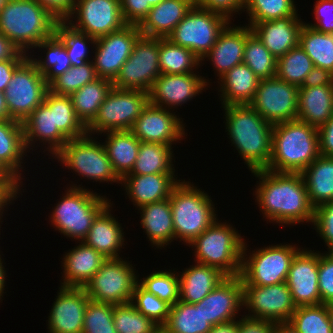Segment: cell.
Returning a JSON list of instances; mask_svg holds the SVG:
<instances>
[{
	"label": "cell",
	"mask_w": 333,
	"mask_h": 333,
	"mask_svg": "<svg viewBox=\"0 0 333 333\" xmlns=\"http://www.w3.org/2000/svg\"><path fill=\"white\" fill-rule=\"evenodd\" d=\"M238 316L242 317L237 319L238 333H270L275 325L274 322L260 318H252L245 314Z\"/></svg>",
	"instance_id": "60"
},
{
	"label": "cell",
	"mask_w": 333,
	"mask_h": 333,
	"mask_svg": "<svg viewBox=\"0 0 333 333\" xmlns=\"http://www.w3.org/2000/svg\"><path fill=\"white\" fill-rule=\"evenodd\" d=\"M27 153L22 122L14 119H0V163L21 184L25 178L22 169L26 168L24 159Z\"/></svg>",
	"instance_id": "31"
},
{
	"label": "cell",
	"mask_w": 333,
	"mask_h": 333,
	"mask_svg": "<svg viewBox=\"0 0 333 333\" xmlns=\"http://www.w3.org/2000/svg\"><path fill=\"white\" fill-rule=\"evenodd\" d=\"M288 322L299 333H333L328 304L299 306Z\"/></svg>",
	"instance_id": "48"
},
{
	"label": "cell",
	"mask_w": 333,
	"mask_h": 333,
	"mask_svg": "<svg viewBox=\"0 0 333 333\" xmlns=\"http://www.w3.org/2000/svg\"><path fill=\"white\" fill-rule=\"evenodd\" d=\"M113 203L110 202L94 219L85 239L82 241L93 247L107 259L121 258L120 254L126 245L124 228L111 212ZM121 255V256H120Z\"/></svg>",
	"instance_id": "29"
},
{
	"label": "cell",
	"mask_w": 333,
	"mask_h": 333,
	"mask_svg": "<svg viewBox=\"0 0 333 333\" xmlns=\"http://www.w3.org/2000/svg\"><path fill=\"white\" fill-rule=\"evenodd\" d=\"M229 22L219 13L194 5L167 39L188 48L201 60L211 50L220 32Z\"/></svg>",
	"instance_id": "12"
},
{
	"label": "cell",
	"mask_w": 333,
	"mask_h": 333,
	"mask_svg": "<svg viewBox=\"0 0 333 333\" xmlns=\"http://www.w3.org/2000/svg\"><path fill=\"white\" fill-rule=\"evenodd\" d=\"M123 258L107 259L84 286L91 300L113 305L131 302L140 277L132 261Z\"/></svg>",
	"instance_id": "11"
},
{
	"label": "cell",
	"mask_w": 333,
	"mask_h": 333,
	"mask_svg": "<svg viewBox=\"0 0 333 333\" xmlns=\"http://www.w3.org/2000/svg\"><path fill=\"white\" fill-rule=\"evenodd\" d=\"M113 88L112 81L98 78L70 95L77 118L87 127Z\"/></svg>",
	"instance_id": "40"
},
{
	"label": "cell",
	"mask_w": 333,
	"mask_h": 333,
	"mask_svg": "<svg viewBox=\"0 0 333 333\" xmlns=\"http://www.w3.org/2000/svg\"><path fill=\"white\" fill-rule=\"evenodd\" d=\"M299 16L300 14L247 25L269 52L278 59L299 45L300 31L305 23Z\"/></svg>",
	"instance_id": "25"
},
{
	"label": "cell",
	"mask_w": 333,
	"mask_h": 333,
	"mask_svg": "<svg viewBox=\"0 0 333 333\" xmlns=\"http://www.w3.org/2000/svg\"><path fill=\"white\" fill-rule=\"evenodd\" d=\"M28 58V54L19 51L12 59L0 61V91L4 92L14 71Z\"/></svg>",
	"instance_id": "61"
},
{
	"label": "cell",
	"mask_w": 333,
	"mask_h": 333,
	"mask_svg": "<svg viewBox=\"0 0 333 333\" xmlns=\"http://www.w3.org/2000/svg\"><path fill=\"white\" fill-rule=\"evenodd\" d=\"M246 316L274 323L288 322L297 308L286 282L270 286L243 285Z\"/></svg>",
	"instance_id": "17"
},
{
	"label": "cell",
	"mask_w": 333,
	"mask_h": 333,
	"mask_svg": "<svg viewBox=\"0 0 333 333\" xmlns=\"http://www.w3.org/2000/svg\"><path fill=\"white\" fill-rule=\"evenodd\" d=\"M245 0H195V6L219 13L232 21L234 15L242 14Z\"/></svg>",
	"instance_id": "58"
},
{
	"label": "cell",
	"mask_w": 333,
	"mask_h": 333,
	"mask_svg": "<svg viewBox=\"0 0 333 333\" xmlns=\"http://www.w3.org/2000/svg\"><path fill=\"white\" fill-rule=\"evenodd\" d=\"M59 20H65L73 11L75 0H37Z\"/></svg>",
	"instance_id": "62"
},
{
	"label": "cell",
	"mask_w": 333,
	"mask_h": 333,
	"mask_svg": "<svg viewBox=\"0 0 333 333\" xmlns=\"http://www.w3.org/2000/svg\"><path fill=\"white\" fill-rule=\"evenodd\" d=\"M299 87L279 79H260L249 105L267 122L277 124L297 120Z\"/></svg>",
	"instance_id": "15"
},
{
	"label": "cell",
	"mask_w": 333,
	"mask_h": 333,
	"mask_svg": "<svg viewBox=\"0 0 333 333\" xmlns=\"http://www.w3.org/2000/svg\"><path fill=\"white\" fill-rule=\"evenodd\" d=\"M58 203L52 207L50 223L67 239L82 242L87 236L97 215L111 202L104 195L84 188L80 184H67Z\"/></svg>",
	"instance_id": "5"
},
{
	"label": "cell",
	"mask_w": 333,
	"mask_h": 333,
	"mask_svg": "<svg viewBox=\"0 0 333 333\" xmlns=\"http://www.w3.org/2000/svg\"><path fill=\"white\" fill-rule=\"evenodd\" d=\"M140 213V225L147 235L152 248L161 249L174 242V226L171 212L170 200L143 205L138 208Z\"/></svg>",
	"instance_id": "32"
},
{
	"label": "cell",
	"mask_w": 333,
	"mask_h": 333,
	"mask_svg": "<svg viewBox=\"0 0 333 333\" xmlns=\"http://www.w3.org/2000/svg\"><path fill=\"white\" fill-rule=\"evenodd\" d=\"M198 187L181 179L169 197L174 239L179 243L183 241L184 245L191 243L218 219L211 195Z\"/></svg>",
	"instance_id": "6"
},
{
	"label": "cell",
	"mask_w": 333,
	"mask_h": 333,
	"mask_svg": "<svg viewBox=\"0 0 333 333\" xmlns=\"http://www.w3.org/2000/svg\"><path fill=\"white\" fill-rule=\"evenodd\" d=\"M61 259L63 278L60 281V286L77 288H84L107 260L84 242H77L76 246L65 252Z\"/></svg>",
	"instance_id": "28"
},
{
	"label": "cell",
	"mask_w": 333,
	"mask_h": 333,
	"mask_svg": "<svg viewBox=\"0 0 333 333\" xmlns=\"http://www.w3.org/2000/svg\"><path fill=\"white\" fill-rule=\"evenodd\" d=\"M141 36L137 25H125L122 29L96 38L91 54L98 78L114 81L122 65L132 54L135 42Z\"/></svg>",
	"instance_id": "18"
},
{
	"label": "cell",
	"mask_w": 333,
	"mask_h": 333,
	"mask_svg": "<svg viewBox=\"0 0 333 333\" xmlns=\"http://www.w3.org/2000/svg\"><path fill=\"white\" fill-rule=\"evenodd\" d=\"M270 333H299L289 322L275 323Z\"/></svg>",
	"instance_id": "70"
},
{
	"label": "cell",
	"mask_w": 333,
	"mask_h": 333,
	"mask_svg": "<svg viewBox=\"0 0 333 333\" xmlns=\"http://www.w3.org/2000/svg\"><path fill=\"white\" fill-rule=\"evenodd\" d=\"M176 174L125 175L121 179L126 197L135 210L143 205L168 199L173 189L181 182Z\"/></svg>",
	"instance_id": "27"
},
{
	"label": "cell",
	"mask_w": 333,
	"mask_h": 333,
	"mask_svg": "<svg viewBox=\"0 0 333 333\" xmlns=\"http://www.w3.org/2000/svg\"><path fill=\"white\" fill-rule=\"evenodd\" d=\"M9 0H0V10L5 6Z\"/></svg>",
	"instance_id": "74"
},
{
	"label": "cell",
	"mask_w": 333,
	"mask_h": 333,
	"mask_svg": "<svg viewBox=\"0 0 333 333\" xmlns=\"http://www.w3.org/2000/svg\"><path fill=\"white\" fill-rule=\"evenodd\" d=\"M176 112L148 102L130 131L141 142L169 146L181 143L187 136L186 123H183L184 118L179 117Z\"/></svg>",
	"instance_id": "19"
},
{
	"label": "cell",
	"mask_w": 333,
	"mask_h": 333,
	"mask_svg": "<svg viewBox=\"0 0 333 333\" xmlns=\"http://www.w3.org/2000/svg\"><path fill=\"white\" fill-rule=\"evenodd\" d=\"M200 306L206 320L215 326L238 319L243 309V283L240 276H227L205 298Z\"/></svg>",
	"instance_id": "23"
},
{
	"label": "cell",
	"mask_w": 333,
	"mask_h": 333,
	"mask_svg": "<svg viewBox=\"0 0 333 333\" xmlns=\"http://www.w3.org/2000/svg\"><path fill=\"white\" fill-rule=\"evenodd\" d=\"M294 0H245L243 12L248 23L271 21L286 16H297ZM248 14V15H247Z\"/></svg>",
	"instance_id": "49"
},
{
	"label": "cell",
	"mask_w": 333,
	"mask_h": 333,
	"mask_svg": "<svg viewBox=\"0 0 333 333\" xmlns=\"http://www.w3.org/2000/svg\"><path fill=\"white\" fill-rule=\"evenodd\" d=\"M22 124L28 153L37 150L35 148L42 143L41 145L45 146L43 152L47 151L46 154L52 158L69 141L59 129H54L53 111H50L44 102L33 110Z\"/></svg>",
	"instance_id": "26"
},
{
	"label": "cell",
	"mask_w": 333,
	"mask_h": 333,
	"mask_svg": "<svg viewBox=\"0 0 333 333\" xmlns=\"http://www.w3.org/2000/svg\"><path fill=\"white\" fill-rule=\"evenodd\" d=\"M131 303L160 328L166 324L171 305L145 290L139 283L135 287Z\"/></svg>",
	"instance_id": "53"
},
{
	"label": "cell",
	"mask_w": 333,
	"mask_h": 333,
	"mask_svg": "<svg viewBox=\"0 0 333 333\" xmlns=\"http://www.w3.org/2000/svg\"><path fill=\"white\" fill-rule=\"evenodd\" d=\"M319 156L317 127L299 120L273 125L272 155L267 170L301 173Z\"/></svg>",
	"instance_id": "3"
},
{
	"label": "cell",
	"mask_w": 333,
	"mask_h": 333,
	"mask_svg": "<svg viewBox=\"0 0 333 333\" xmlns=\"http://www.w3.org/2000/svg\"><path fill=\"white\" fill-rule=\"evenodd\" d=\"M155 333H167L163 328H159Z\"/></svg>",
	"instance_id": "75"
},
{
	"label": "cell",
	"mask_w": 333,
	"mask_h": 333,
	"mask_svg": "<svg viewBox=\"0 0 333 333\" xmlns=\"http://www.w3.org/2000/svg\"><path fill=\"white\" fill-rule=\"evenodd\" d=\"M55 35L64 43L72 66H80L87 61H92L90 53L94 49L96 39L86 33L75 30L66 20H59L56 25Z\"/></svg>",
	"instance_id": "46"
},
{
	"label": "cell",
	"mask_w": 333,
	"mask_h": 333,
	"mask_svg": "<svg viewBox=\"0 0 333 333\" xmlns=\"http://www.w3.org/2000/svg\"><path fill=\"white\" fill-rule=\"evenodd\" d=\"M320 155L333 157V116L318 128Z\"/></svg>",
	"instance_id": "63"
},
{
	"label": "cell",
	"mask_w": 333,
	"mask_h": 333,
	"mask_svg": "<svg viewBox=\"0 0 333 333\" xmlns=\"http://www.w3.org/2000/svg\"><path fill=\"white\" fill-rule=\"evenodd\" d=\"M163 0H145V5L155 6L158 5Z\"/></svg>",
	"instance_id": "73"
},
{
	"label": "cell",
	"mask_w": 333,
	"mask_h": 333,
	"mask_svg": "<svg viewBox=\"0 0 333 333\" xmlns=\"http://www.w3.org/2000/svg\"><path fill=\"white\" fill-rule=\"evenodd\" d=\"M160 74L159 38L141 35L112 84L117 89L149 92Z\"/></svg>",
	"instance_id": "14"
},
{
	"label": "cell",
	"mask_w": 333,
	"mask_h": 333,
	"mask_svg": "<svg viewBox=\"0 0 333 333\" xmlns=\"http://www.w3.org/2000/svg\"><path fill=\"white\" fill-rule=\"evenodd\" d=\"M297 120L319 128L333 116V84L299 87Z\"/></svg>",
	"instance_id": "35"
},
{
	"label": "cell",
	"mask_w": 333,
	"mask_h": 333,
	"mask_svg": "<svg viewBox=\"0 0 333 333\" xmlns=\"http://www.w3.org/2000/svg\"><path fill=\"white\" fill-rule=\"evenodd\" d=\"M173 146L141 142L132 171L127 175L175 174ZM174 161V162H173Z\"/></svg>",
	"instance_id": "39"
},
{
	"label": "cell",
	"mask_w": 333,
	"mask_h": 333,
	"mask_svg": "<svg viewBox=\"0 0 333 333\" xmlns=\"http://www.w3.org/2000/svg\"><path fill=\"white\" fill-rule=\"evenodd\" d=\"M314 64L300 45L277 59V77L300 87Z\"/></svg>",
	"instance_id": "47"
},
{
	"label": "cell",
	"mask_w": 333,
	"mask_h": 333,
	"mask_svg": "<svg viewBox=\"0 0 333 333\" xmlns=\"http://www.w3.org/2000/svg\"><path fill=\"white\" fill-rule=\"evenodd\" d=\"M286 284L296 307L321 304L318 290V251L302 247L294 256Z\"/></svg>",
	"instance_id": "21"
},
{
	"label": "cell",
	"mask_w": 333,
	"mask_h": 333,
	"mask_svg": "<svg viewBox=\"0 0 333 333\" xmlns=\"http://www.w3.org/2000/svg\"><path fill=\"white\" fill-rule=\"evenodd\" d=\"M209 333H238V322L237 319L218 324L212 327Z\"/></svg>",
	"instance_id": "68"
},
{
	"label": "cell",
	"mask_w": 333,
	"mask_h": 333,
	"mask_svg": "<svg viewBox=\"0 0 333 333\" xmlns=\"http://www.w3.org/2000/svg\"><path fill=\"white\" fill-rule=\"evenodd\" d=\"M195 5V0H163L138 25L142 36L167 38Z\"/></svg>",
	"instance_id": "30"
},
{
	"label": "cell",
	"mask_w": 333,
	"mask_h": 333,
	"mask_svg": "<svg viewBox=\"0 0 333 333\" xmlns=\"http://www.w3.org/2000/svg\"><path fill=\"white\" fill-rule=\"evenodd\" d=\"M259 81L246 64L234 66L217 81L221 107L249 104L256 93Z\"/></svg>",
	"instance_id": "33"
},
{
	"label": "cell",
	"mask_w": 333,
	"mask_h": 333,
	"mask_svg": "<svg viewBox=\"0 0 333 333\" xmlns=\"http://www.w3.org/2000/svg\"><path fill=\"white\" fill-rule=\"evenodd\" d=\"M17 198L19 196L6 183L0 181V225L3 224L2 219L5 216V211L7 212L9 209L8 206L15 204L14 200Z\"/></svg>",
	"instance_id": "65"
},
{
	"label": "cell",
	"mask_w": 333,
	"mask_h": 333,
	"mask_svg": "<svg viewBox=\"0 0 333 333\" xmlns=\"http://www.w3.org/2000/svg\"><path fill=\"white\" fill-rule=\"evenodd\" d=\"M113 322L117 333H155L160 328L131 302L113 305Z\"/></svg>",
	"instance_id": "51"
},
{
	"label": "cell",
	"mask_w": 333,
	"mask_h": 333,
	"mask_svg": "<svg viewBox=\"0 0 333 333\" xmlns=\"http://www.w3.org/2000/svg\"><path fill=\"white\" fill-rule=\"evenodd\" d=\"M65 20L75 30L95 39L127 25L120 0H75L73 11Z\"/></svg>",
	"instance_id": "16"
},
{
	"label": "cell",
	"mask_w": 333,
	"mask_h": 333,
	"mask_svg": "<svg viewBox=\"0 0 333 333\" xmlns=\"http://www.w3.org/2000/svg\"><path fill=\"white\" fill-rule=\"evenodd\" d=\"M0 181L6 183L19 197L24 193V184H21L1 163H0ZM22 189V191H21Z\"/></svg>",
	"instance_id": "66"
},
{
	"label": "cell",
	"mask_w": 333,
	"mask_h": 333,
	"mask_svg": "<svg viewBox=\"0 0 333 333\" xmlns=\"http://www.w3.org/2000/svg\"><path fill=\"white\" fill-rule=\"evenodd\" d=\"M198 73L160 74L148 92L149 103L172 111L187 104L212 85Z\"/></svg>",
	"instance_id": "20"
},
{
	"label": "cell",
	"mask_w": 333,
	"mask_h": 333,
	"mask_svg": "<svg viewBox=\"0 0 333 333\" xmlns=\"http://www.w3.org/2000/svg\"><path fill=\"white\" fill-rule=\"evenodd\" d=\"M0 253H1V251H0ZM5 264H4V258L2 259V256H1V254H0V301H2L3 300V296H4V294H6V292H4L5 291V285H6V277H8V275H7V270H5Z\"/></svg>",
	"instance_id": "69"
},
{
	"label": "cell",
	"mask_w": 333,
	"mask_h": 333,
	"mask_svg": "<svg viewBox=\"0 0 333 333\" xmlns=\"http://www.w3.org/2000/svg\"><path fill=\"white\" fill-rule=\"evenodd\" d=\"M225 132L249 171L266 169L272 155L273 124L249 104L222 107Z\"/></svg>",
	"instance_id": "2"
},
{
	"label": "cell",
	"mask_w": 333,
	"mask_h": 333,
	"mask_svg": "<svg viewBox=\"0 0 333 333\" xmlns=\"http://www.w3.org/2000/svg\"><path fill=\"white\" fill-rule=\"evenodd\" d=\"M247 245L245 240L240 277L243 285L257 286L286 282L291 262L302 248L299 244L279 243L251 251Z\"/></svg>",
	"instance_id": "9"
},
{
	"label": "cell",
	"mask_w": 333,
	"mask_h": 333,
	"mask_svg": "<svg viewBox=\"0 0 333 333\" xmlns=\"http://www.w3.org/2000/svg\"><path fill=\"white\" fill-rule=\"evenodd\" d=\"M212 327L200 306L178 301L171 306L167 322L162 328L167 333H209Z\"/></svg>",
	"instance_id": "41"
},
{
	"label": "cell",
	"mask_w": 333,
	"mask_h": 333,
	"mask_svg": "<svg viewBox=\"0 0 333 333\" xmlns=\"http://www.w3.org/2000/svg\"><path fill=\"white\" fill-rule=\"evenodd\" d=\"M328 315H329V319H330V323H331V328L333 331V304L328 305Z\"/></svg>",
	"instance_id": "72"
},
{
	"label": "cell",
	"mask_w": 333,
	"mask_h": 333,
	"mask_svg": "<svg viewBox=\"0 0 333 333\" xmlns=\"http://www.w3.org/2000/svg\"><path fill=\"white\" fill-rule=\"evenodd\" d=\"M333 84V73L326 69L314 67L312 71L305 77L300 87H317L322 85Z\"/></svg>",
	"instance_id": "64"
},
{
	"label": "cell",
	"mask_w": 333,
	"mask_h": 333,
	"mask_svg": "<svg viewBox=\"0 0 333 333\" xmlns=\"http://www.w3.org/2000/svg\"><path fill=\"white\" fill-rule=\"evenodd\" d=\"M0 119H9L8 108L6 105L5 94L0 91Z\"/></svg>",
	"instance_id": "71"
},
{
	"label": "cell",
	"mask_w": 333,
	"mask_h": 333,
	"mask_svg": "<svg viewBox=\"0 0 333 333\" xmlns=\"http://www.w3.org/2000/svg\"><path fill=\"white\" fill-rule=\"evenodd\" d=\"M49 84L29 57L14 71L4 94L9 119L24 122L44 102Z\"/></svg>",
	"instance_id": "13"
},
{
	"label": "cell",
	"mask_w": 333,
	"mask_h": 333,
	"mask_svg": "<svg viewBox=\"0 0 333 333\" xmlns=\"http://www.w3.org/2000/svg\"><path fill=\"white\" fill-rule=\"evenodd\" d=\"M139 284L148 292L173 306L179 301L180 278L173 268L151 272L140 278Z\"/></svg>",
	"instance_id": "50"
},
{
	"label": "cell",
	"mask_w": 333,
	"mask_h": 333,
	"mask_svg": "<svg viewBox=\"0 0 333 333\" xmlns=\"http://www.w3.org/2000/svg\"><path fill=\"white\" fill-rule=\"evenodd\" d=\"M301 175L314 208L333 201V157L320 155Z\"/></svg>",
	"instance_id": "37"
},
{
	"label": "cell",
	"mask_w": 333,
	"mask_h": 333,
	"mask_svg": "<svg viewBox=\"0 0 333 333\" xmlns=\"http://www.w3.org/2000/svg\"><path fill=\"white\" fill-rule=\"evenodd\" d=\"M232 24L230 21L225 26L211 50L201 59V66L204 65V61H210L213 71L215 70L214 74L218 77L216 79L234 66L243 63L247 24L245 23L244 26Z\"/></svg>",
	"instance_id": "24"
},
{
	"label": "cell",
	"mask_w": 333,
	"mask_h": 333,
	"mask_svg": "<svg viewBox=\"0 0 333 333\" xmlns=\"http://www.w3.org/2000/svg\"><path fill=\"white\" fill-rule=\"evenodd\" d=\"M83 333H117L113 322V304L89 299L84 314Z\"/></svg>",
	"instance_id": "54"
},
{
	"label": "cell",
	"mask_w": 333,
	"mask_h": 333,
	"mask_svg": "<svg viewBox=\"0 0 333 333\" xmlns=\"http://www.w3.org/2000/svg\"><path fill=\"white\" fill-rule=\"evenodd\" d=\"M313 227L325 243L327 251H333V201L315 208Z\"/></svg>",
	"instance_id": "56"
},
{
	"label": "cell",
	"mask_w": 333,
	"mask_h": 333,
	"mask_svg": "<svg viewBox=\"0 0 333 333\" xmlns=\"http://www.w3.org/2000/svg\"><path fill=\"white\" fill-rule=\"evenodd\" d=\"M48 315V333H83L84 314L89 301L84 288H58Z\"/></svg>",
	"instance_id": "22"
},
{
	"label": "cell",
	"mask_w": 333,
	"mask_h": 333,
	"mask_svg": "<svg viewBox=\"0 0 333 333\" xmlns=\"http://www.w3.org/2000/svg\"><path fill=\"white\" fill-rule=\"evenodd\" d=\"M299 45L311 58L314 67L333 73L332 33H321L304 24L299 35Z\"/></svg>",
	"instance_id": "44"
},
{
	"label": "cell",
	"mask_w": 333,
	"mask_h": 333,
	"mask_svg": "<svg viewBox=\"0 0 333 333\" xmlns=\"http://www.w3.org/2000/svg\"><path fill=\"white\" fill-rule=\"evenodd\" d=\"M159 66L161 74L196 73L201 60L188 48L159 38Z\"/></svg>",
	"instance_id": "42"
},
{
	"label": "cell",
	"mask_w": 333,
	"mask_h": 333,
	"mask_svg": "<svg viewBox=\"0 0 333 333\" xmlns=\"http://www.w3.org/2000/svg\"><path fill=\"white\" fill-rule=\"evenodd\" d=\"M20 50L0 33V61L12 59Z\"/></svg>",
	"instance_id": "67"
},
{
	"label": "cell",
	"mask_w": 333,
	"mask_h": 333,
	"mask_svg": "<svg viewBox=\"0 0 333 333\" xmlns=\"http://www.w3.org/2000/svg\"><path fill=\"white\" fill-rule=\"evenodd\" d=\"M219 218L187 246L194 262L218 268L226 276H240L245 239L236 227Z\"/></svg>",
	"instance_id": "7"
},
{
	"label": "cell",
	"mask_w": 333,
	"mask_h": 333,
	"mask_svg": "<svg viewBox=\"0 0 333 333\" xmlns=\"http://www.w3.org/2000/svg\"><path fill=\"white\" fill-rule=\"evenodd\" d=\"M120 5L125 23L137 26L152 8L150 5H145V0H120Z\"/></svg>",
	"instance_id": "59"
},
{
	"label": "cell",
	"mask_w": 333,
	"mask_h": 333,
	"mask_svg": "<svg viewBox=\"0 0 333 333\" xmlns=\"http://www.w3.org/2000/svg\"><path fill=\"white\" fill-rule=\"evenodd\" d=\"M44 103L53 111L54 129H59L68 139L87 134L86 127L77 118L70 96L46 93Z\"/></svg>",
	"instance_id": "43"
},
{
	"label": "cell",
	"mask_w": 333,
	"mask_h": 333,
	"mask_svg": "<svg viewBox=\"0 0 333 333\" xmlns=\"http://www.w3.org/2000/svg\"><path fill=\"white\" fill-rule=\"evenodd\" d=\"M98 79L92 61L80 66H71L49 84V91L56 95L70 96L88 83Z\"/></svg>",
	"instance_id": "52"
},
{
	"label": "cell",
	"mask_w": 333,
	"mask_h": 333,
	"mask_svg": "<svg viewBox=\"0 0 333 333\" xmlns=\"http://www.w3.org/2000/svg\"><path fill=\"white\" fill-rule=\"evenodd\" d=\"M33 49L46 54L44 56L28 54L29 59L36 65L37 69L44 76L45 81L50 84L56 77L67 71L72 65L68 57L64 43L54 34L37 44ZM35 56L37 58H35ZM44 57V58H43Z\"/></svg>",
	"instance_id": "38"
},
{
	"label": "cell",
	"mask_w": 333,
	"mask_h": 333,
	"mask_svg": "<svg viewBox=\"0 0 333 333\" xmlns=\"http://www.w3.org/2000/svg\"><path fill=\"white\" fill-rule=\"evenodd\" d=\"M318 290L322 304H333V251H318Z\"/></svg>",
	"instance_id": "55"
},
{
	"label": "cell",
	"mask_w": 333,
	"mask_h": 333,
	"mask_svg": "<svg viewBox=\"0 0 333 333\" xmlns=\"http://www.w3.org/2000/svg\"><path fill=\"white\" fill-rule=\"evenodd\" d=\"M243 63L246 64L259 79L273 78L277 75V58L269 52L248 25Z\"/></svg>",
	"instance_id": "45"
},
{
	"label": "cell",
	"mask_w": 333,
	"mask_h": 333,
	"mask_svg": "<svg viewBox=\"0 0 333 333\" xmlns=\"http://www.w3.org/2000/svg\"><path fill=\"white\" fill-rule=\"evenodd\" d=\"M315 23H304L321 33L333 34V0H316L313 6Z\"/></svg>",
	"instance_id": "57"
},
{
	"label": "cell",
	"mask_w": 333,
	"mask_h": 333,
	"mask_svg": "<svg viewBox=\"0 0 333 333\" xmlns=\"http://www.w3.org/2000/svg\"><path fill=\"white\" fill-rule=\"evenodd\" d=\"M256 181L253 196L268 224L313 225L315 208L308 199L301 173H279L267 169L251 171Z\"/></svg>",
	"instance_id": "1"
},
{
	"label": "cell",
	"mask_w": 333,
	"mask_h": 333,
	"mask_svg": "<svg viewBox=\"0 0 333 333\" xmlns=\"http://www.w3.org/2000/svg\"><path fill=\"white\" fill-rule=\"evenodd\" d=\"M179 272V301L188 304L200 302L227 277L218 268L196 262Z\"/></svg>",
	"instance_id": "34"
},
{
	"label": "cell",
	"mask_w": 333,
	"mask_h": 333,
	"mask_svg": "<svg viewBox=\"0 0 333 333\" xmlns=\"http://www.w3.org/2000/svg\"><path fill=\"white\" fill-rule=\"evenodd\" d=\"M148 102L146 91L113 87L93 121L86 127L87 134L99 136L107 131L131 130Z\"/></svg>",
	"instance_id": "10"
},
{
	"label": "cell",
	"mask_w": 333,
	"mask_h": 333,
	"mask_svg": "<svg viewBox=\"0 0 333 333\" xmlns=\"http://www.w3.org/2000/svg\"><path fill=\"white\" fill-rule=\"evenodd\" d=\"M58 21L37 0H9L0 10V33L20 51L34 54L37 44L55 34Z\"/></svg>",
	"instance_id": "4"
},
{
	"label": "cell",
	"mask_w": 333,
	"mask_h": 333,
	"mask_svg": "<svg viewBox=\"0 0 333 333\" xmlns=\"http://www.w3.org/2000/svg\"><path fill=\"white\" fill-rule=\"evenodd\" d=\"M102 136L113 170L122 179L133 169L141 141L130 130L107 131Z\"/></svg>",
	"instance_id": "36"
},
{
	"label": "cell",
	"mask_w": 333,
	"mask_h": 333,
	"mask_svg": "<svg viewBox=\"0 0 333 333\" xmlns=\"http://www.w3.org/2000/svg\"><path fill=\"white\" fill-rule=\"evenodd\" d=\"M86 134L69 141L52 157L82 179L99 183L121 184V179L114 172L102 140ZM101 141V142H100ZM73 170V171H72Z\"/></svg>",
	"instance_id": "8"
}]
</instances>
